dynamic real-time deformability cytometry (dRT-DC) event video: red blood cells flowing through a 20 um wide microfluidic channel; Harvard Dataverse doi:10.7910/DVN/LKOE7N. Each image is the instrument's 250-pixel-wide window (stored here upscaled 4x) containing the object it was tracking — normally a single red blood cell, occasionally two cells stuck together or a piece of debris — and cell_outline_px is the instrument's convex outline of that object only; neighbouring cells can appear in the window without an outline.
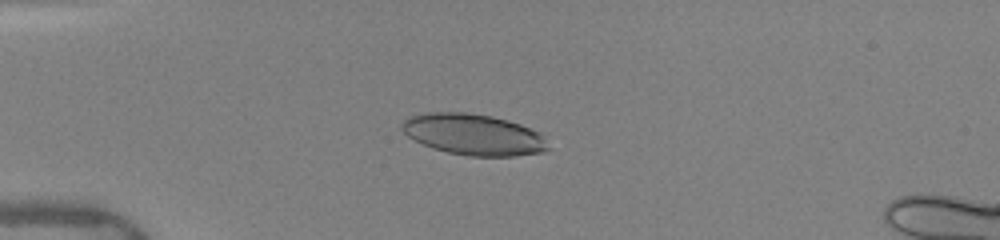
{"species": "human", "species_latin": "Homo sapiens", "temperature_condition": "warm", "stored_images_in_passage": 43, "camera_frame_rate_fps": 3000, "um_per_image_px": 0.085, "donor": {"sex": "female"}, "frame": {"image": 1, "passage_image": 6, "time_ms": 1.667, "image_size_px": [1000, 240], "cell_outline_px": [[552, 148], [544, 152], [516, 156], [468, 156], [448, 152], [432, 148], [408, 136], [400, 128], [400, 124], [404, 120], [412, 116], [428, 112], [464, 112], [492, 116], [508, 120], [520, 124], [540, 132]], "centroid_in_image_um": [40.29, 11.44], "position_along_channel_um": 44.7, "area_um2": 35.2}}
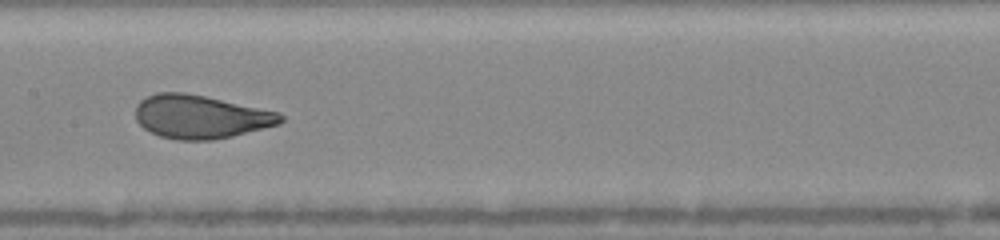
{"frame": {"image": 2, "passage_image": 19, "time_ms": 6.0, "image_size_px": [1000, 240], "cell_outline_px": [[284, 120], [280, 124], [232, 136], [212, 140], [176, 140], [160, 136], [144, 128], [136, 120], [136, 104], [140, 100], [156, 92], [184, 92], [204, 96], [280, 112], [284, 116]], "centroid_in_image_um": [17.05, 9.92], "position_along_channel_um": 190.4, "area_um2": 36.7}}
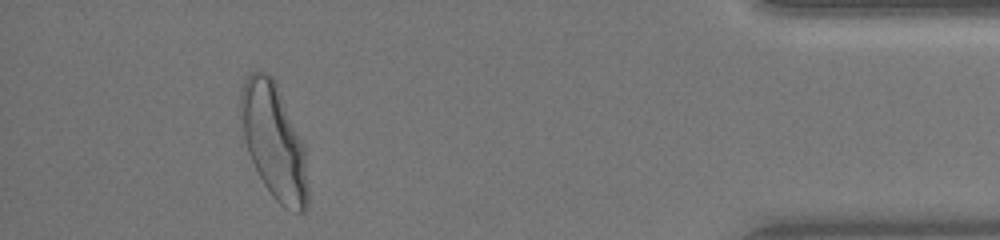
{"frame": {"image": 3, "passage_image": 39, "time_ms": 12.667, "image_size_px": [1000, 240], "cell_outline_px": [[308, 204], [304, 212], [296, 212], [284, 208], [272, 196], [264, 184], [248, 152], [244, 140], [240, 116], [240, 96], [244, 80], [252, 72], [268, 72], [276, 80], [304, 144], [308, 184]], "centroid_in_image_um": [23.3, 12.0], "position_along_channel_um": 411.9, "area_um2": 45.26}, "authors_computed_cell_mechanics": {"area_um2": 37.0498, "velocity_mm_per_s": 4.0436, "shape_relaxation_time_tau1_ms": 3.5153, "shape_relaxation_time_tau2_ms": null, "deformation_change_tau1": 0.179, "deformation_change_tau2": null}}